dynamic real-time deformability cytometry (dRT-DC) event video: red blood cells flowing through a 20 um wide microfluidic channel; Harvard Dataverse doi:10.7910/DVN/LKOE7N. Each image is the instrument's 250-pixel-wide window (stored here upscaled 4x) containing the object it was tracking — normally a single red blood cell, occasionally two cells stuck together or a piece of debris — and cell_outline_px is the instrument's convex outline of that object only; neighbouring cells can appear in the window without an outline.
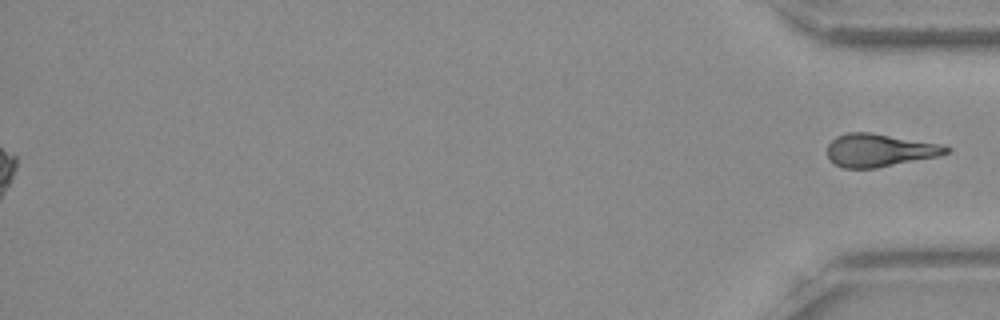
{"species": "Egyptian fruit bat (a non-hibernating species)", "species_latin": "Rousettus aegyptiacus", "temperature_condition": "room temperature", "stored_images_in_passage": 44, "segment_of_instrument_passage": [2, 2], "camera_frame_rate_fps": 3000, "um_per_image_px": 0.085, "frame": {"image": 1, "passage_image": 44, "time_ms": 14.333, "image_size_px": [1000, 320], "cell_outline_px": [[952, 148], [948, 152], [940, 156], [876, 168], [844, 168], [828, 160], [828, 144], [836, 136], [848, 132], [872, 132], [944, 144]], "centroid_in_image_um": [74.79, 12.76], "position_along_channel_um": 360.4, "area_um2": 23.12}}